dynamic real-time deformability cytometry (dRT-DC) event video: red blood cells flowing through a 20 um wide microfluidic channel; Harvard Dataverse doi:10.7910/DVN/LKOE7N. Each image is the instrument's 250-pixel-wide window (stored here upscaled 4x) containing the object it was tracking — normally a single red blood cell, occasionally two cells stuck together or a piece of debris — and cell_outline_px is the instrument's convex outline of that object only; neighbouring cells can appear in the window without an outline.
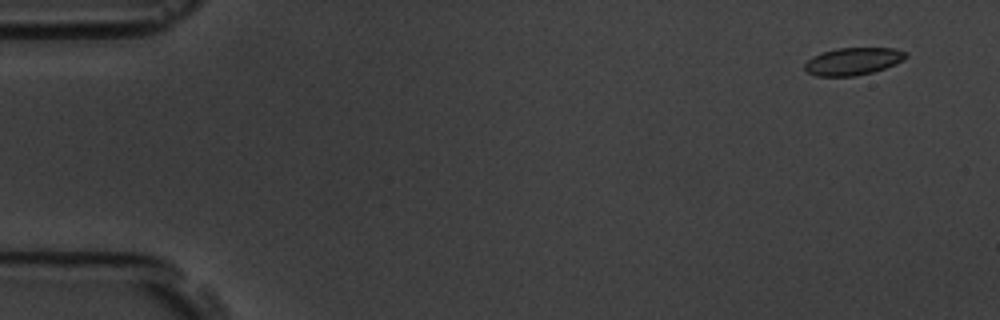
{"species": "common noctule bat (a hibernating species)", "species_latin": "Nyctalus noctula", "temperature_condition": "room temperature", "stored_images_in_passage": 5, "camera_frame_rate_fps": 3000, "um_per_image_px": 0.085, "animal": {"sex": "male", "body_mass_g": 19.5, "forearm_length_mm": 54.6}, "frame": {"image": 1, "passage_image": 1, "time_ms": 0.0, "image_size_px": [1000, 320], "cell_outline_px": [[908, 56], [904, 60], [896, 64], [872, 72], [852, 76], [816, 76], [808, 72], [804, 68], [804, 64], [812, 56], [820, 52], [836, 48], [896, 48], [904, 52]], "centroid_in_image_um": [72.49, 5.2], "position_along_channel_um": 12.5, "area_um2": 16.18}}
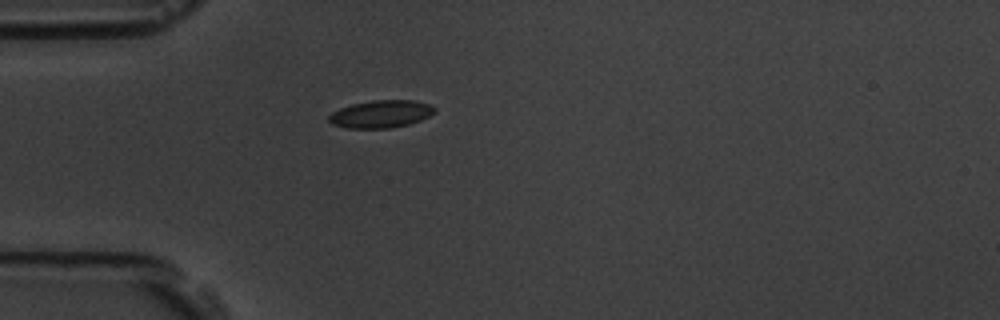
{"frame": {"image": 2, "passage_image": 5, "time_ms": 4.333, "image_size_px": [1000, 320], "cell_outline_px": [[436, 112], [420, 120], [408, 124], [388, 128], [344, 128], [332, 124], [328, 120], [328, 116], [332, 112], [340, 108], [352, 104], [372, 100], [412, 100], [428, 104], [436, 108]], "centroid_in_image_um": [32.35, 9.69], "position_along_channel_um": 52.6, "area_um2": 16.94}}